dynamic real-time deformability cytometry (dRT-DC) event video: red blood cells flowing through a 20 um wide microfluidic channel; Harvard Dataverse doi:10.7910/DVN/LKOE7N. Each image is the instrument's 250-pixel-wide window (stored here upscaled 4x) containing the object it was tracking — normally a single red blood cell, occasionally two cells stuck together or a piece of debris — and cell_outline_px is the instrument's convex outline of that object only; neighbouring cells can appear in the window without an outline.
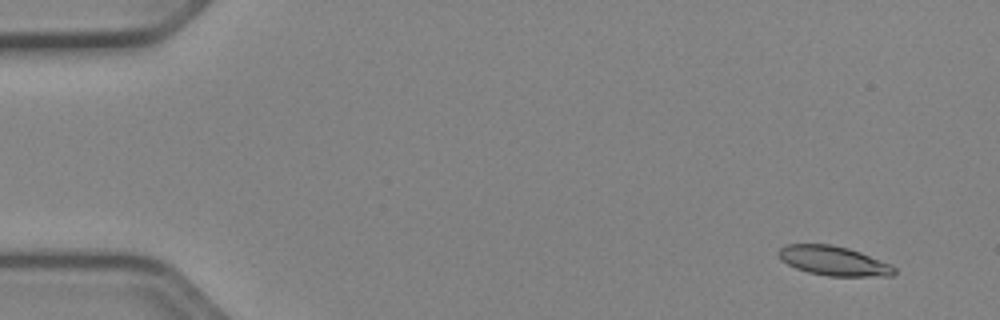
{"species": "Egyptian fruit bat (a non-hibernating species)", "species_latin": "Rousettus aegyptiacus", "temperature_condition": "cold", "stored_images_in_passage": 52, "camera_frame_rate_fps": 3000, "um_per_image_px": 0.085, "animal": {"sex": "female"}, "frame": {"image": 1, "passage_image": 4, "time_ms": 1.0, "image_size_px": [1000, 320], "cell_outline_px": [[896, 272], [892, 276], [828, 276], [808, 272], [796, 268], [780, 260], [776, 252], [780, 248], [788, 244], [832, 244], [848, 248], [860, 252], [892, 264], [896, 268]], "centroid_in_image_um": [70.86, 22.17], "position_along_channel_um": 14.1, "area_um2": 20.0}}
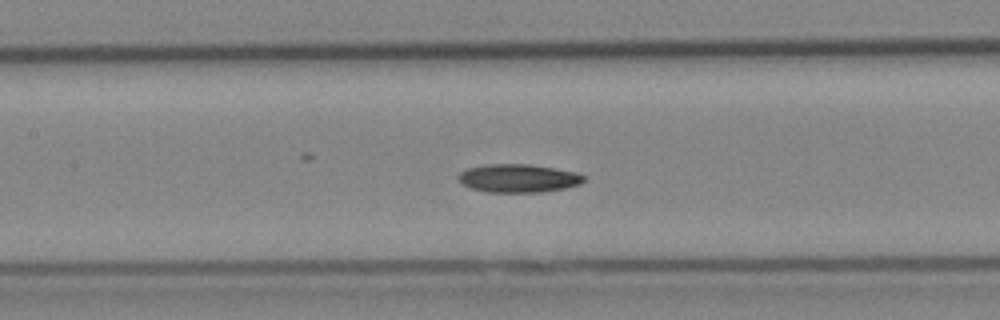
{"frame": {"image": 2, "passage_image": 25, "time_ms": 8.0, "image_size_px": [1000, 320], "cell_outline_px": [[588, 180], [580, 184], [564, 188], [544, 192], [488, 192], [472, 188], [464, 184], [456, 176], [460, 172], [468, 168], [488, 164], [528, 164], [576, 172], [584, 176]], "centroid_in_image_um": [44.09, 15.15], "position_along_channel_um": 163.3, "area_um2": 20.58}}
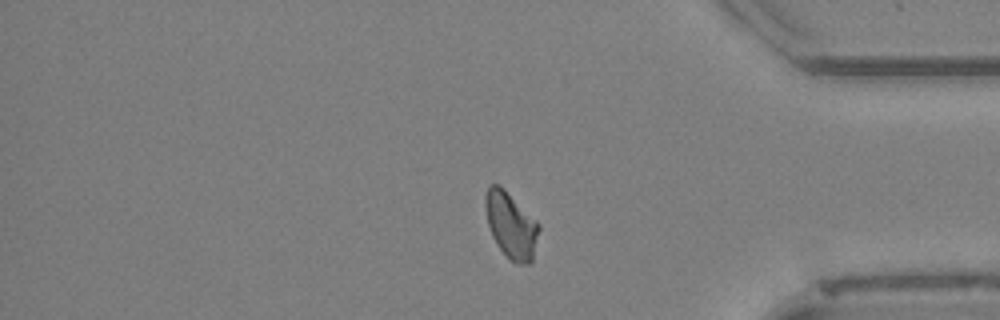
{"frame": {"image": 3, "passage_image": 44, "time_ms": 14.333, "image_size_px": [1000, 320], "cell_outline_px": [[540, 228], [532, 260], [528, 264], [516, 264], [496, 244], [492, 236], [488, 224], [484, 204], [484, 200], [488, 188], [492, 184], [496, 184], [536, 220], [540, 224]], "centroid_in_image_um": [43.44, 19.19], "position_along_channel_um": 391.8, "area_um2": 19.94}, "authors_computed_cell_mechanics": {"area_um2": 20.23, "velocity_mm_per_s": 3.9214, "shape_relaxation_time_tau1_ms": 5.4452, "shape_relaxation_time_tau2_ms": 7.0797, "deformation_change_tau1": 0.1473, "deformation_change_tau2": 0.132}}